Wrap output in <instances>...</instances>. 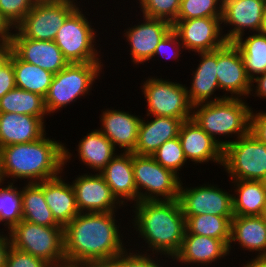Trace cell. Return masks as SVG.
<instances>
[{
  "mask_svg": "<svg viewBox=\"0 0 266 267\" xmlns=\"http://www.w3.org/2000/svg\"><path fill=\"white\" fill-rule=\"evenodd\" d=\"M229 254L228 246L220 239L190 234L187 231L178 254L174 257L182 263H212Z\"/></svg>",
  "mask_w": 266,
  "mask_h": 267,
  "instance_id": "cell-25",
  "label": "cell"
},
{
  "mask_svg": "<svg viewBox=\"0 0 266 267\" xmlns=\"http://www.w3.org/2000/svg\"><path fill=\"white\" fill-rule=\"evenodd\" d=\"M15 87V73L12 62L9 59L0 68V98H2L7 92L11 91Z\"/></svg>",
  "mask_w": 266,
  "mask_h": 267,
  "instance_id": "cell-43",
  "label": "cell"
},
{
  "mask_svg": "<svg viewBox=\"0 0 266 267\" xmlns=\"http://www.w3.org/2000/svg\"><path fill=\"white\" fill-rule=\"evenodd\" d=\"M102 130L112 144L124 148L125 152H134L141 119L129 113L118 110L103 111L101 116Z\"/></svg>",
  "mask_w": 266,
  "mask_h": 267,
  "instance_id": "cell-22",
  "label": "cell"
},
{
  "mask_svg": "<svg viewBox=\"0 0 266 267\" xmlns=\"http://www.w3.org/2000/svg\"><path fill=\"white\" fill-rule=\"evenodd\" d=\"M260 216L266 221V203Z\"/></svg>",
  "mask_w": 266,
  "mask_h": 267,
  "instance_id": "cell-53",
  "label": "cell"
},
{
  "mask_svg": "<svg viewBox=\"0 0 266 267\" xmlns=\"http://www.w3.org/2000/svg\"><path fill=\"white\" fill-rule=\"evenodd\" d=\"M63 145L44 135L34 142L11 144L0 148L2 178H30L29 183H40L58 177L61 167L71 155Z\"/></svg>",
  "mask_w": 266,
  "mask_h": 267,
  "instance_id": "cell-2",
  "label": "cell"
},
{
  "mask_svg": "<svg viewBox=\"0 0 266 267\" xmlns=\"http://www.w3.org/2000/svg\"><path fill=\"white\" fill-rule=\"evenodd\" d=\"M180 183L179 197L184 216L217 215L234 217L233 195L214 186L183 189Z\"/></svg>",
  "mask_w": 266,
  "mask_h": 267,
  "instance_id": "cell-12",
  "label": "cell"
},
{
  "mask_svg": "<svg viewBox=\"0 0 266 267\" xmlns=\"http://www.w3.org/2000/svg\"><path fill=\"white\" fill-rule=\"evenodd\" d=\"M126 254V255H125ZM129 255L124 251L122 254L117 256L115 259L111 260L106 267H161L159 263H156L155 260L143 255Z\"/></svg>",
  "mask_w": 266,
  "mask_h": 267,
  "instance_id": "cell-41",
  "label": "cell"
},
{
  "mask_svg": "<svg viewBox=\"0 0 266 267\" xmlns=\"http://www.w3.org/2000/svg\"><path fill=\"white\" fill-rule=\"evenodd\" d=\"M154 160L164 168L172 170L176 175L179 168L187 161L179 137L163 143L152 155Z\"/></svg>",
  "mask_w": 266,
  "mask_h": 267,
  "instance_id": "cell-37",
  "label": "cell"
},
{
  "mask_svg": "<svg viewBox=\"0 0 266 267\" xmlns=\"http://www.w3.org/2000/svg\"><path fill=\"white\" fill-rule=\"evenodd\" d=\"M155 119L145 122L141 119L138 140L133 153L152 156L166 141L178 137L182 119L154 116Z\"/></svg>",
  "mask_w": 266,
  "mask_h": 267,
  "instance_id": "cell-21",
  "label": "cell"
},
{
  "mask_svg": "<svg viewBox=\"0 0 266 267\" xmlns=\"http://www.w3.org/2000/svg\"><path fill=\"white\" fill-rule=\"evenodd\" d=\"M221 19L222 17H205L177 20L172 29L182 41L181 47L198 53L214 51L227 43L223 35L220 37Z\"/></svg>",
  "mask_w": 266,
  "mask_h": 267,
  "instance_id": "cell-13",
  "label": "cell"
},
{
  "mask_svg": "<svg viewBox=\"0 0 266 267\" xmlns=\"http://www.w3.org/2000/svg\"><path fill=\"white\" fill-rule=\"evenodd\" d=\"M249 132L266 145V113L259 112L254 114L250 112V127Z\"/></svg>",
  "mask_w": 266,
  "mask_h": 267,
  "instance_id": "cell-42",
  "label": "cell"
},
{
  "mask_svg": "<svg viewBox=\"0 0 266 267\" xmlns=\"http://www.w3.org/2000/svg\"><path fill=\"white\" fill-rule=\"evenodd\" d=\"M132 164L138 202L157 201L160 195L164 197L161 200L178 199L180 179L172 170L161 166L152 156L135 153H132ZM140 187L146 190L144 194Z\"/></svg>",
  "mask_w": 266,
  "mask_h": 267,
  "instance_id": "cell-8",
  "label": "cell"
},
{
  "mask_svg": "<svg viewBox=\"0 0 266 267\" xmlns=\"http://www.w3.org/2000/svg\"><path fill=\"white\" fill-rule=\"evenodd\" d=\"M144 16L163 19L172 25L177 21L181 0H139Z\"/></svg>",
  "mask_w": 266,
  "mask_h": 267,
  "instance_id": "cell-38",
  "label": "cell"
},
{
  "mask_svg": "<svg viewBox=\"0 0 266 267\" xmlns=\"http://www.w3.org/2000/svg\"><path fill=\"white\" fill-rule=\"evenodd\" d=\"M200 107L193 112L192 119L222 148L232 141H218L217 135L239 134L237 138L246 135L250 127L251 109L241 98H231L224 96L215 97L207 103L197 104L193 109Z\"/></svg>",
  "mask_w": 266,
  "mask_h": 267,
  "instance_id": "cell-4",
  "label": "cell"
},
{
  "mask_svg": "<svg viewBox=\"0 0 266 267\" xmlns=\"http://www.w3.org/2000/svg\"><path fill=\"white\" fill-rule=\"evenodd\" d=\"M233 43L240 51L247 75L251 80L254 79V74L259 75L266 72L265 34L258 32L244 41L242 37H238Z\"/></svg>",
  "mask_w": 266,
  "mask_h": 267,
  "instance_id": "cell-33",
  "label": "cell"
},
{
  "mask_svg": "<svg viewBox=\"0 0 266 267\" xmlns=\"http://www.w3.org/2000/svg\"><path fill=\"white\" fill-rule=\"evenodd\" d=\"M115 147L112 142L99 130L86 135L78 145L79 157L90 168L99 173L115 156Z\"/></svg>",
  "mask_w": 266,
  "mask_h": 267,
  "instance_id": "cell-29",
  "label": "cell"
},
{
  "mask_svg": "<svg viewBox=\"0 0 266 267\" xmlns=\"http://www.w3.org/2000/svg\"><path fill=\"white\" fill-rule=\"evenodd\" d=\"M6 267H52L41 258L35 257L11 246L7 256Z\"/></svg>",
  "mask_w": 266,
  "mask_h": 267,
  "instance_id": "cell-40",
  "label": "cell"
},
{
  "mask_svg": "<svg viewBox=\"0 0 266 267\" xmlns=\"http://www.w3.org/2000/svg\"><path fill=\"white\" fill-rule=\"evenodd\" d=\"M143 84L148 103L147 116H165L183 121L192 118L193 105L188 98L187 88L179 83L162 79H149Z\"/></svg>",
  "mask_w": 266,
  "mask_h": 267,
  "instance_id": "cell-11",
  "label": "cell"
},
{
  "mask_svg": "<svg viewBox=\"0 0 266 267\" xmlns=\"http://www.w3.org/2000/svg\"><path fill=\"white\" fill-rule=\"evenodd\" d=\"M218 1L220 0H181L177 20L222 17V0L217 8Z\"/></svg>",
  "mask_w": 266,
  "mask_h": 267,
  "instance_id": "cell-36",
  "label": "cell"
},
{
  "mask_svg": "<svg viewBox=\"0 0 266 267\" xmlns=\"http://www.w3.org/2000/svg\"><path fill=\"white\" fill-rule=\"evenodd\" d=\"M216 73L219 88L230 91L231 98L236 97L233 94L239 98L252 91L251 79L247 75L240 51L233 42H227L223 47L217 49Z\"/></svg>",
  "mask_w": 266,
  "mask_h": 267,
  "instance_id": "cell-14",
  "label": "cell"
},
{
  "mask_svg": "<svg viewBox=\"0 0 266 267\" xmlns=\"http://www.w3.org/2000/svg\"><path fill=\"white\" fill-rule=\"evenodd\" d=\"M100 174L118 201L123 198L135 200L138 203V193L133 174L132 152L115 155Z\"/></svg>",
  "mask_w": 266,
  "mask_h": 267,
  "instance_id": "cell-23",
  "label": "cell"
},
{
  "mask_svg": "<svg viewBox=\"0 0 266 267\" xmlns=\"http://www.w3.org/2000/svg\"><path fill=\"white\" fill-rule=\"evenodd\" d=\"M9 234L12 247L41 258L52 267L66 263L63 227H46L21 220Z\"/></svg>",
  "mask_w": 266,
  "mask_h": 267,
  "instance_id": "cell-5",
  "label": "cell"
},
{
  "mask_svg": "<svg viewBox=\"0 0 266 267\" xmlns=\"http://www.w3.org/2000/svg\"><path fill=\"white\" fill-rule=\"evenodd\" d=\"M43 195L55 221L62 227L80 213L73 186L59 176L43 181Z\"/></svg>",
  "mask_w": 266,
  "mask_h": 267,
  "instance_id": "cell-24",
  "label": "cell"
},
{
  "mask_svg": "<svg viewBox=\"0 0 266 267\" xmlns=\"http://www.w3.org/2000/svg\"><path fill=\"white\" fill-rule=\"evenodd\" d=\"M185 219L188 233L220 239L227 246L229 245L233 217L205 214L185 216Z\"/></svg>",
  "mask_w": 266,
  "mask_h": 267,
  "instance_id": "cell-34",
  "label": "cell"
},
{
  "mask_svg": "<svg viewBox=\"0 0 266 267\" xmlns=\"http://www.w3.org/2000/svg\"><path fill=\"white\" fill-rule=\"evenodd\" d=\"M12 27L0 11V39L12 40L13 33L9 32Z\"/></svg>",
  "mask_w": 266,
  "mask_h": 267,
  "instance_id": "cell-47",
  "label": "cell"
},
{
  "mask_svg": "<svg viewBox=\"0 0 266 267\" xmlns=\"http://www.w3.org/2000/svg\"><path fill=\"white\" fill-rule=\"evenodd\" d=\"M101 62L69 63L54 74L48 92L44 97L47 113L67 106L78 97L87 94L98 73Z\"/></svg>",
  "mask_w": 266,
  "mask_h": 267,
  "instance_id": "cell-6",
  "label": "cell"
},
{
  "mask_svg": "<svg viewBox=\"0 0 266 267\" xmlns=\"http://www.w3.org/2000/svg\"><path fill=\"white\" fill-rule=\"evenodd\" d=\"M4 180V178H2L1 172H0V183H2V181Z\"/></svg>",
  "mask_w": 266,
  "mask_h": 267,
  "instance_id": "cell-54",
  "label": "cell"
},
{
  "mask_svg": "<svg viewBox=\"0 0 266 267\" xmlns=\"http://www.w3.org/2000/svg\"><path fill=\"white\" fill-rule=\"evenodd\" d=\"M202 61L193 76L190 90L187 89L190 103L194 106L208 102L215 89H219L217 80V50L200 52Z\"/></svg>",
  "mask_w": 266,
  "mask_h": 267,
  "instance_id": "cell-27",
  "label": "cell"
},
{
  "mask_svg": "<svg viewBox=\"0 0 266 267\" xmlns=\"http://www.w3.org/2000/svg\"><path fill=\"white\" fill-rule=\"evenodd\" d=\"M44 127L39 117L0 112V148L37 141L46 135Z\"/></svg>",
  "mask_w": 266,
  "mask_h": 267,
  "instance_id": "cell-20",
  "label": "cell"
},
{
  "mask_svg": "<svg viewBox=\"0 0 266 267\" xmlns=\"http://www.w3.org/2000/svg\"><path fill=\"white\" fill-rule=\"evenodd\" d=\"M9 59L14 69L16 87L45 97L54 74L21 60L13 51Z\"/></svg>",
  "mask_w": 266,
  "mask_h": 267,
  "instance_id": "cell-28",
  "label": "cell"
},
{
  "mask_svg": "<svg viewBox=\"0 0 266 267\" xmlns=\"http://www.w3.org/2000/svg\"><path fill=\"white\" fill-rule=\"evenodd\" d=\"M259 33L266 35V7H265L263 15H262V21H261Z\"/></svg>",
  "mask_w": 266,
  "mask_h": 267,
  "instance_id": "cell-51",
  "label": "cell"
},
{
  "mask_svg": "<svg viewBox=\"0 0 266 267\" xmlns=\"http://www.w3.org/2000/svg\"><path fill=\"white\" fill-rule=\"evenodd\" d=\"M0 68L10 58L12 53V41L7 39H0Z\"/></svg>",
  "mask_w": 266,
  "mask_h": 267,
  "instance_id": "cell-46",
  "label": "cell"
},
{
  "mask_svg": "<svg viewBox=\"0 0 266 267\" xmlns=\"http://www.w3.org/2000/svg\"><path fill=\"white\" fill-rule=\"evenodd\" d=\"M179 38V36L177 35V33L173 30V29H171L161 40H160V42H159V44L157 45V47H156V50H155V53H154V56L156 55V54H162L163 55V51H165V49H167L171 44L173 45V44H178V46L177 45H175L177 48H175V49H177L176 50V52H174V54L173 55H175L174 57H178V55L179 54H177L178 52V49L180 48V45L181 44H179L180 42H179V40L180 39H178ZM178 41V42H177ZM167 47V48H166ZM165 48V49H164ZM165 56V55H164ZM167 56H168V54H167Z\"/></svg>",
  "mask_w": 266,
  "mask_h": 267,
  "instance_id": "cell-44",
  "label": "cell"
},
{
  "mask_svg": "<svg viewBox=\"0 0 266 267\" xmlns=\"http://www.w3.org/2000/svg\"><path fill=\"white\" fill-rule=\"evenodd\" d=\"M244 267H266V258L253 259L249 263L245 264Z\"/></svg>",
  "mask_w": 266,
  "mask_h": 267,
  "instance_id": "cell-49",
  "label": "cell"
},
{
  "mask_svg": "<svg viewBox=\"0 0 266 267\" xmlns=\"http://www.w3.org/2000/svg\"><path fill=\"white\" fill-rule=\"evenodd\" d=\"M233 241L246 250L259 251L257 258H266V221L261 216H234L228 250Z\"/></svg>",
  "mask_w": 266,
  "mask_h": 267,
  "instance_id": "cell-26",
  "label": "cell"
},
{
  "mask_svg": "<svg viewBox=\"0 0 266 267\" xmlns=\"http://www.w3.org/2000/svg\"><path fill=\"white\" fill-rule=\"evenodd\" d=\"M113 215L79 213L63 227L66 263L106 266L126 251Z\"/></svg>",
  "mask_w": 266,
  "mask_h": 267,
  "instance_id": "cell-1",
  "label": "cell"
},
{
  "mask_svg": "<svg viewBox=\"0 0 266 267\" xmlns=\"http://www.w3.org/2000/svg\"><path fill=\"white\" fill-rule=\"evenodd\" d=\"M265 7L266 0H222L221 23L235 26L224 35L226 41L243 37L245 28L259 32Z\"/></svg>",
  "mask_w": 266,
  "mask_h": 267,
  "instance_id": "cell-17",
  "label": "cell"
},
{
  "mask_svg": "<svg viewBox=\"0 0 266 267\" xmlns=\"http://www.w3.org/2000/svg\"><path fill=\"white\" fill-rule=\"evenodd\" d=\"M76 179L72 186L80 213L84 210L87 213L114 212L115 204H123L124 201H117L100 173L85 174Z\"/></svg>",
  "mask_w": 266,
  "mask_h": 267,
  "instance_id": "cell-15",
  "label": "cell"
},
{
  "mask_svg": "<svg viewBox=\"0 0 266 267\" xmlns=\"http://www.w3.org/2000/svg\"><path fill=\"white\" fill-rule=\"evenodd\" d=\"M238 197L233 196L234 216H260L266 203V192L260 181L235 180Z\"/></svg>",
  "mask_w": 266,
  "mask_h": 267,
  "instance_id": "cell-31",
  "label": "cell"
},
{
  "mask_svg": "<svg viewBox=\"0 0 266 267\" xmlns=\"http://www.w3.org/2000/svg\"><path fill=\"white\" fill-rule=\"evenodd\" d=\"M237 139L223 148L222 166L232 180L260 181L266 175V145L251 132Z\"/></svg>",
  "mask_w": 266,
  "mask_h": 267,
  "instance_id": "cell-7",
  "label": "cell"
},
{
  "mask_svg": "<svg viewBox=\"0 0 266 267\" xmlns=\"http://www.w3.org/2000/svg\"><path fill=\"white\" fill-rule=\"evenodd\" d=\"M23 220L46 227H62L54 219L43 195V181L28 183L22 190Z\"/></svg>",
  "mask_w": 266,
  "mask_h": 267,
  "instance_id": "cell-30",
  "label": "cell"
},
{
  "mask_svg": "<svg viewBox=\"0 0 266 267\" xmlns=\"http://www.w3.org/2000/svg\"><path fill=\"white\" fill-rule=\"evenodd\" d=\"M13 183L0 189V222L5 221L11 230L16 224L23 220L22 191H17Z\"/></svg>",
  "mask_w": 266,
  "mask_h": 267,
  "instance_id": "cell-35",
  "label": "cell"
},
{
  "mask_svg": "<svg viewBox=\"0 0 266 267\" xmlns=\"http://www.w3.org/2000/svg\"><path fill=\"white\" fill-rule=\"evenodd\" d=\"M135 208L134 225L152 251L175 257L186 232V219L179 200L139 201Z\"/></svg>",
  "mask_w": 266,
  "mask_h": 267,
  "instance_id": "cell-3",
  "label": "cell"
},
{
  "mask_svg": "<svg viewBox=\"0 0 266 267\" xmlns=\"http://www.w3.org/2000/svg\"><path fill=\"white\" fill-rule=\"evenodd\" d=\"M76 8L73 0H38L16 29L33 40L54 41L58 29Z\"/></svg>",
  "mask_w": 266,
  "mask_h": 267,
  "instance_id": "cell-10",
  "label": "cell"
},
{
  "mask_svg": "<svg viewBox=\"0 0 266 267\" xmlns=\"http://www.w3.org/2000/svg\"><path fill=\"white\" fill-rule=\"evenodd\" d=\"M12 51L28 63L56 74L69 63L54 41L33 40L24 37L19 31L13 34Z\"/></svg>",
  "mask_w": 266,
  "mask_h": 267,
  "instance_id": "cell-16",
  "label": "cell"
},
{
  "mask_svg": "<svg viewBox=\"0 0 266 267\" xmlns=\"http://www.w3.org/2000/svg\"><path fill=\"white\" fill-rule=\"evenodd\" d=\"M11 239L0 234V267H6L7 256L11 248Z\"/></svg>",
  "mask_w": 266,
  "mask_h": 267,
  "instance_id": "cell-45",
  "label": "cell"
},
{
  "mask_svg": "<svg viewBox=\"0 0 266 267\" xmlns=\"http://www.w3.org/2000/svg\"><path fill=\"white\" fill-rule=\"evenodd\" d=\"M143 17L144 23L126 31L134 63H143L154 57L160 40L172 29V24L166 20Z\"/></svg>",
  "mask_w": 266,
  "mask_h": 267,
  "instance_id": "cell-19",
  "label": "cell"
},
{
  "mask_svg": "<svg viewBox=\"0 0 266 267\" xmlns=\"http://www.w3.org/2000/svg\"><path fill=\"white\" fill-rule=\"evenodd\" d=\"M0 112L26 114L42 120L47 114L44 97L15 87L0 98Z\"/></svg>",
  "mask_w": 266,
  "mask_h": 267,
  "instance_id": "cell-32",
  "label": "cell"
},
{
  "mask_svg": "<svg viewBox=\"0 0 266 267\" xmlns=\"http://www.w3.org/2000/svg\"><path fill=\"white\" fill-rule=\"evenodd\" d=\"M38 0H0V11L15 28Z\"/></svg>",
  "mask_w": 266,
  "mask_h": 267,
  "instance_id": "cell-39",
  "label": "cell"
},
{
  "mask_svg": "<svg viewBox=\"0 0 266 267\" xmlns=\"http://www.w3.org/2000/svg\"><path fill=\"white\" fill-rule=\"evenodd\" d=\"M260 182L262 184L263 189L266 192V175L260 180Z\"/></svg>",
  "mask_w": 266,
  "mask_h": 267,
  "instance_id": "cell-52",
  "label": "cell"
},
{
  "mask_svg": "<svg viewBox=\"0 0 266 267\" xmlns=\"http://www.w3.org/2000/svg\"><path fill=\"white\" fill-rule=\"evenodd\" d=\"M251 82L257 83V86H256L257 96L266 98V72L263 74H260V76L257 75L256 77H254V79H252Z\"/></svg>",
  "mask_w": 266,
  "mask_h": 267,
  "instance_id": "cell-48",
  "label": "cell"
},
{
  "mask_svg": "<svg viewBox=\"0 0 266 267\" xmlns=\"http://www.w3.org/2000/svg\"><path fill=\"white\" fill-rule=\"evenodd\" d=\"M59 267H106L103 265H86V264H69V263H64L60 265Z\"/></svg>",
  "mask_w": 266,
  "mask_h": 267,
  "instance_id": "cell-50",
  "label": "cell"
},
{
  "mask_svg": "<svg viewBox=\"0 0 266 267\" xmlns=\"http://www.w3.org/2000/svg\"><path fill=\"white\" fill-rule=\"evenodd\" d=\"M184 156L193 162H223V148L192 118L182 123L178 135Z\"/></svg>",
  "mask_w": 266,
  "mask_h": 267,
  "instance_id": "cell-18",
  "label": "cell"
},
{
  "mask_svg": "<svg viewBox=\"0 0 266 267\" xmlns=\"http://www.w3.org/2000/svg\"><path fill=\"white\" fill-rule=\"evenodd\" d=\"M77 7L58 29L54 42L68 63L100 62L94 48L95 32ZM93 41V42H92Z\"/></svg>",
  "mask_w": 266,
  "mask_h": 267,
  "instance_id": "cell-9",
  "label": "cell"
}]
</instances>
